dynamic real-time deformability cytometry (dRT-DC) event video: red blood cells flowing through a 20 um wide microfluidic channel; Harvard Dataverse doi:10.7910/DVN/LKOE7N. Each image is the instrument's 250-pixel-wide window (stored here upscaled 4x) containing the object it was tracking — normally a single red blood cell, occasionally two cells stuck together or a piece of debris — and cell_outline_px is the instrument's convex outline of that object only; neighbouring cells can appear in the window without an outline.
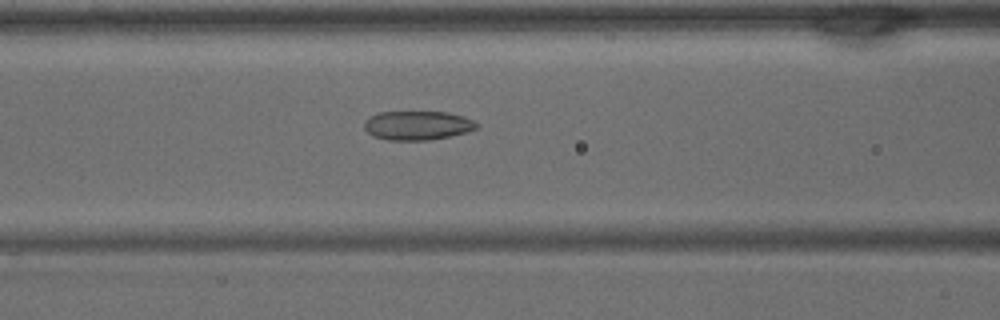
{"species": "common noctule bat (a hibernating species)", "species_latin": "Nyctalus noctula", "temperature_condition": "warm", "stored_images_in_passage": 29, "camera_frame_rate_fps": 3000, "um_per_image_px": 0.085, "animal": {"sex": "male", "body_mass_g": 15.6}, "frame": {"image": 1, "passage_image": 5, "time_ms": 1.333, "image_size_px": [1000, 320], "cell_outline_px": [[480, 128], [468, 132], [428, 140], [388, 140], [372, 136], [364, 128], [364, 120], [380, 112], [448, 112], [472, 120], [480, 124]], "centroid_in_image_um": [35.5, 10.67], "position_along_channel_um": 131.1, "area_um2": 19.02}}
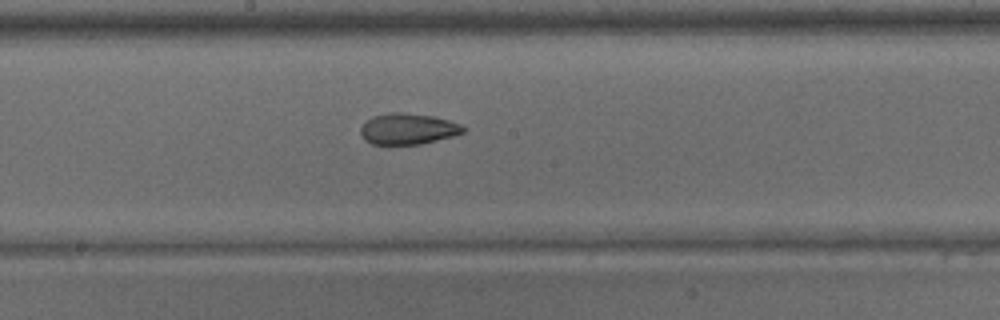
{"frame": {"image": 2, "passage_image": 10, "time_ms": 3.0, "image_size_px": [1000, 320], "cell_outline_px": [[468, 128], [464, 132], [452, 136], [420, 144], [372, 144], [364, 140], [360, 132], [360, 128], [372, 116], [388, 112], [400, 112], [432, 116], [448, 120], [460, 124]], "centroid_in_image_um": [34.67, 10.95], "position_along_channel_um": 213.5, "area_um2": 18.5}}
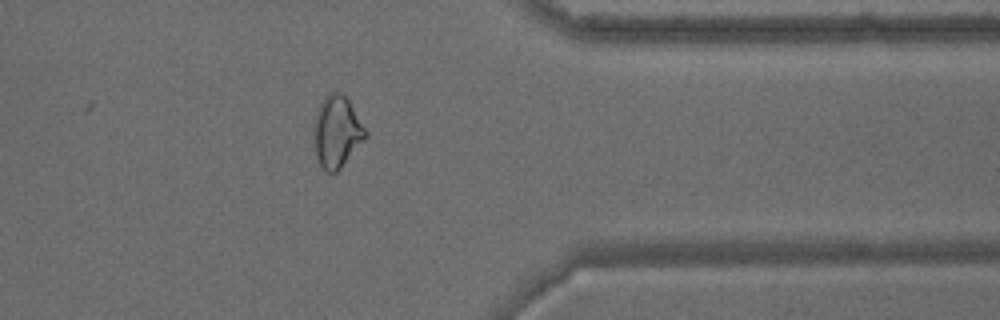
{"frame": {"image": 3, "passage_image": 21, "time_ms": 6.667, "image_size_px": [1000, 320], "cell_outline_px": [[368, 136], [340, 168], [336, 172], [328, 172], [320, 164], [316, 156], [312, 128], [316, 112], [324, 96], [328, 92], [340, 92], [348, 100], [368, 132]], "centroid_in_image_um": [28.62, 11.18], "position_along_channel_um": 382.8, "area_um2": 21.56}}